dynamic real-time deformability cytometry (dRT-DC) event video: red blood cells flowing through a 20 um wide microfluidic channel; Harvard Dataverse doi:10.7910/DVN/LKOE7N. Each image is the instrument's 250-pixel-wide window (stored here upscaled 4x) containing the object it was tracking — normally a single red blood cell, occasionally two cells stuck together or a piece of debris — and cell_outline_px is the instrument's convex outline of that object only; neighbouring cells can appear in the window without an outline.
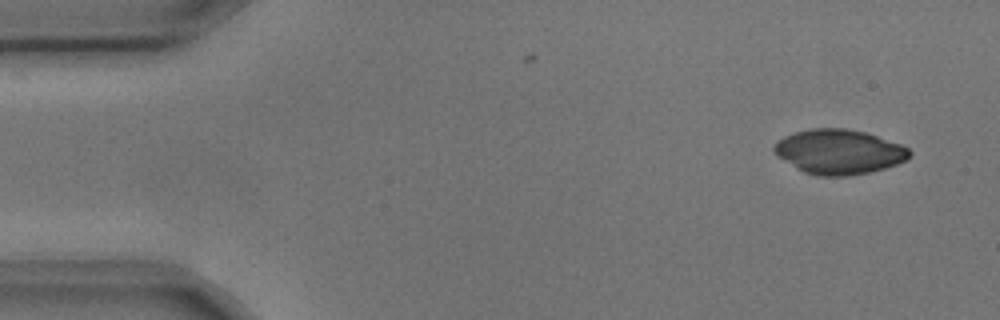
{"species": "common noctule bat (a hibernating species)", "species_latin": "Nyctalus noctula", "temperature_condition": "cold", "stored_images_in_passage": 4, "camera_frame_rate_fps": 3000, "um_per_image_px": 0.085, "animal": {"sex": "male", "body_mass_g": 17.9, "forearm_length_mm": 54.2}, "frame": {"image": 1, "passage_image": 1, "time_ms": 0.0, "image_size_px": [1000, 320], "cell_outline_px": [[912, 152], [904, 160], [896, 164], [884, 168], [868, 172], [848, 176], [816, 176], [804, 172], [796, 168], [776, 156], [772, 148], [784, 136], [796, 132], [812, 128], [844, 128], [864, 132], [900, 144], [908, 148]], "centroid_in_image_um": [71.27, 12.91], "position_along_channel_um": 13.7, "area_um2": 34.97}}